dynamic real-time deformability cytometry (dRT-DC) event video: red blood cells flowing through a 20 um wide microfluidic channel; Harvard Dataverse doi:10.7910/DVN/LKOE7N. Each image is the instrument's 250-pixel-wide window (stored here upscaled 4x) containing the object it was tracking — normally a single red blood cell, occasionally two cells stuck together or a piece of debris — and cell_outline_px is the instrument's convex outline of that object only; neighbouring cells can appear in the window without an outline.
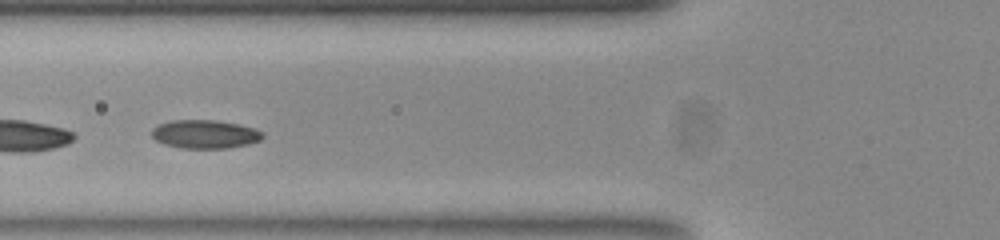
{"species": "common noctule bat (a hibernating species)", "species_latin": "Nyctalus noctula", "temperature_condition": "room temperature", "stored_images_in_passage": 38, "segment_of_instrument_passage": [2, 2], "camera_frame_rate_fps": 3000, "um_per_image_px": 0.085, "animal": {"sex": "female", "body_mass_g": 23.0, "forearm_length_mm": 53.4}, "frame": {"image": 1, "passage_image": 15, "time_ms": 4.667, "image_size_px": [1000, 240], "cell_outline_px": [[264, 136], [260, 140], [248, 144], [228, 148], [184, 148], [164, 144], [156, 140], [152, 136], [152, 128], [160, 124], [172, 120], [216, 120], [240, 124], [256, 128], [264, 132]], "centroid_in_image_um": [17.46, 11.4], "position_along_channel_um": 108.3, "area_um2": 18.5}}
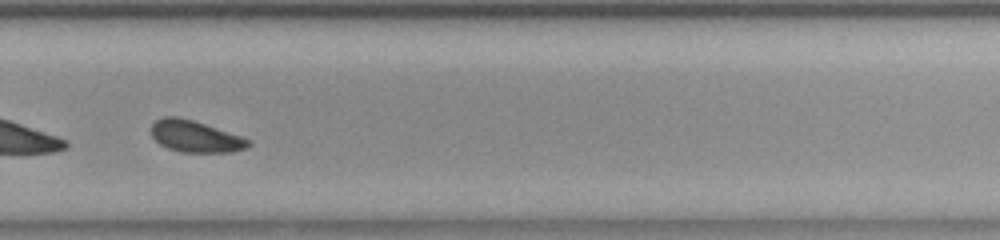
{"frame": {"image": 2, "passage_image": 31, "time_ms": 10.0, "image_size_px": [1000, 240], "cell_outline_px": [[252, 144], [248, 148], [232, 152], [180, 152], [168, 148], [160, 144], [152, 136], [152, 124], [156, 120], [164, 116], [176, 116], [192, 120], [252, 140]], "centroid_in_image_um": [16.62, 11.61], "position_along_channel_um": 313.2, "area_um2": 17.8}}